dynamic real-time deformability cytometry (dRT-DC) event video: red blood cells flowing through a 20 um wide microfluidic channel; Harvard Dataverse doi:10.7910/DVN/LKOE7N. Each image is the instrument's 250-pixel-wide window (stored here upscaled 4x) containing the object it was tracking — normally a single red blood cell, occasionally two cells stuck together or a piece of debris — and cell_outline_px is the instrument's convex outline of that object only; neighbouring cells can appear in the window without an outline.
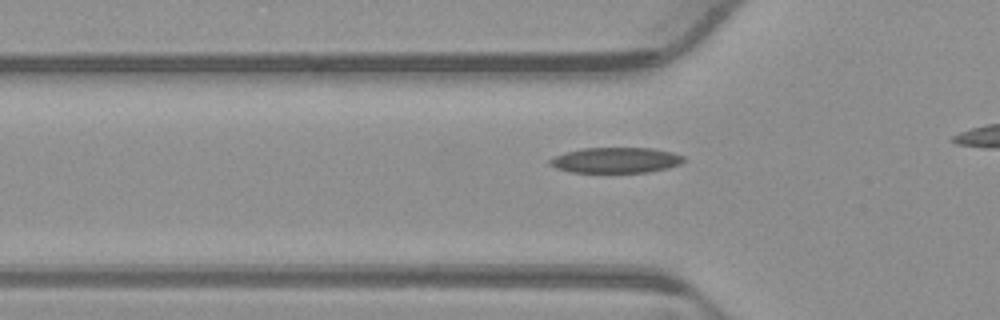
{"species": "common noctule bat (a hibernating species)", "species_latin": "Nyctalus noctula", "temperature_condition": "warm", "stored_images_in_passage": 38, "camera_frame_rate_fps": 3000, "um_per_image_px": 0.085, "animal": {"sex": "male", "body_mass_g": 23.1, "forearm_length_mm": 52.7}, "frame": {"image": 1, "passage_image": 12, "time_ms": 3.667, "image_size_px": [1000, 320], "cell_outline_px": [[684, 160], [680, 164], [668, 168], [648, 172], [568, 172], [556, 168], [548, 164], [548, 160], [564, 152], [584, 148], [652, 148], [672, 152], [684, 156]], "centroid_in_image_um": [52.33, 13.61], "position_along_channel_um": 73.5, "area_um2": 19.94}}
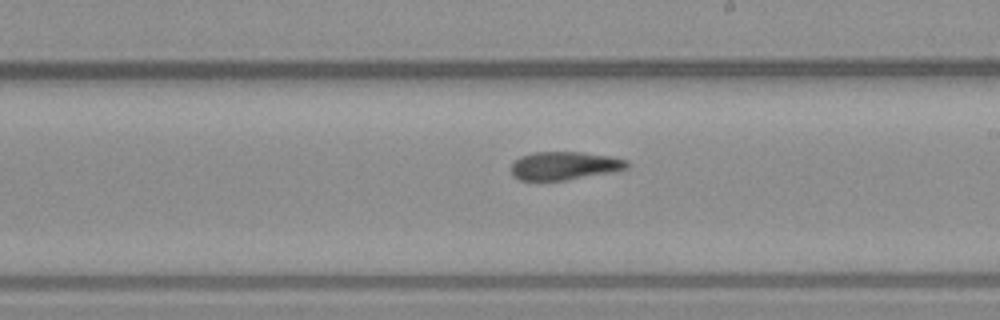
{"frame": {"image": 2, "passage_image": 25, "time_ms": 8.0, "image_size_px": [1000, 320], "cell_outline_px": [[632, 164], [628, 168], [616, 172], [568, 180], [520, 180], [512, 176], [512, 164], [520, 156], [532, 152], [584, 152], [612, 156], [628, 160]], "centroid_in_image_um": [48.06, 14.08], "position_along_channel_um": 240.9, "area_um2": 19.48}}
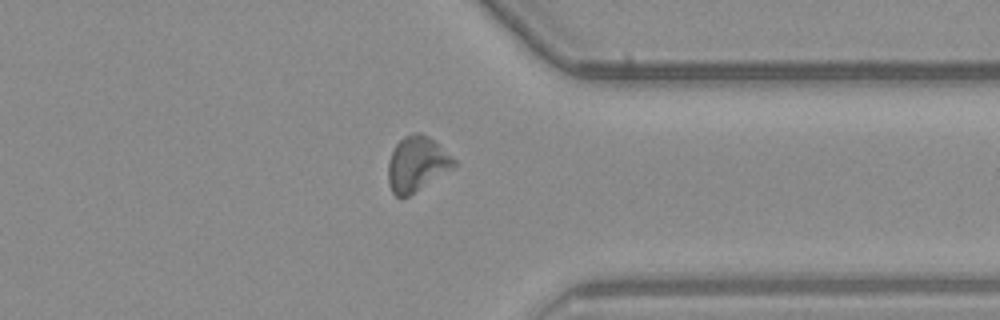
{"frame": {"image": 3, "passage_image": 36, "time_ms": 11.667, "image_size_px": [1000, 320], "cell_outline_px": [[456, 164], [452, 168], [408, 196], [396, 196], [392, 192], [388, 184], [388, 160], [396, 144], [404, 136], [416, 132], [420, 132], [428, 136], [456, 160]], "centroid_in_image_um": [35.4, 13.92], "position_along_channel_um": 376.0, "area_um2": 20.69}}